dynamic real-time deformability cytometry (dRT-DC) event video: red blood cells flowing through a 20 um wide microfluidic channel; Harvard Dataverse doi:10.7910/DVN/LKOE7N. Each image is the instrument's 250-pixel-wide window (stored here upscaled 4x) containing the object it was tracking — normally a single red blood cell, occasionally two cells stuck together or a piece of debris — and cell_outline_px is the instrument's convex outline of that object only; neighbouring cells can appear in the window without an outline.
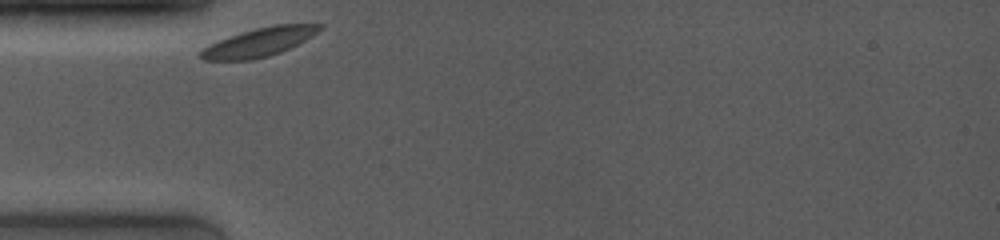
{"species": "common noctule bat (a hibernating species)", "species_latin": "Nyctalus noctula", "temperature_condition": "room temperature", "stored_images_in_passage": 20, "camera_frame_rate_fps": 4000, "um_per_image_px": 0.085, "animal": {"sex": "female", "body_mass_g": 19.0, "forearm_length_mm": 53.3}, "frame": {"image": 1, "passage_image": 1, "time_ms": 0.0, "image_size_px": [1000, 240], "cell_outline_px": [[324, 28], [312, 36], [280, 52], [268, 56], [252, 60], [204, 60], [200, 56], [200, 52], [208, 44], [256, 28], [272, 24], [324, 24]], "centroid_in_image_um": [22.06, 3.58], "position_along_channel_um": 62.9, "area_um2": 19.54}}
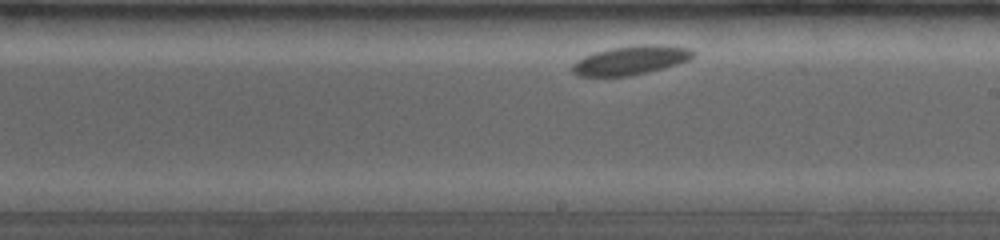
{"frame": {"image": 2, "passage_image": 14, "time_ms": 5.0, "image_size_px": [1000, 240], "cell_outline_px": [[696, 56], [688, 60], [664, 68], [632, 76], [580, 76], [572, 72], [572, 64], [576, 60], [584, 56], [596, 52], [612, 48], [640, 44], [656, 44], [688, 48], [696, 52]], "centroid_in_image_um": [53.63, 5.12], "position_along_channel_um": 235.4, "area_um2": 20.4}}
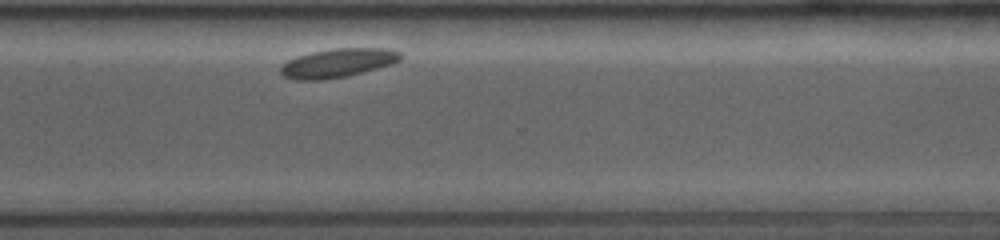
{"frame": {"image": 3, "passage_image": 20, "time_ms": 8.0, "image_size_px": [1000, 240], "cell_outline_px": [[404, 56], [400, 60], [392, 64], [348, 76], [320, 80], [296, 80], [284, 76], [280, 72], [280, 68], [288, 60], [296, 56], [312, 52], [332, 48], [392, 48], [400, 52]], "centroid_in_image_um": [28.75, 5.34], "position_along_channel_um": 341.9, "area_um2": 20.29}}